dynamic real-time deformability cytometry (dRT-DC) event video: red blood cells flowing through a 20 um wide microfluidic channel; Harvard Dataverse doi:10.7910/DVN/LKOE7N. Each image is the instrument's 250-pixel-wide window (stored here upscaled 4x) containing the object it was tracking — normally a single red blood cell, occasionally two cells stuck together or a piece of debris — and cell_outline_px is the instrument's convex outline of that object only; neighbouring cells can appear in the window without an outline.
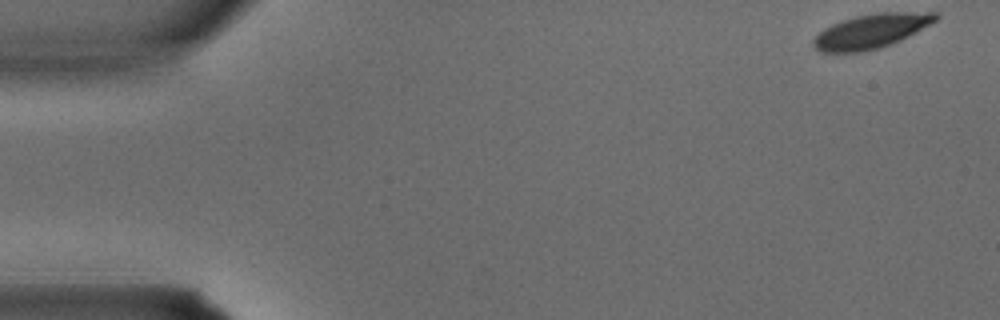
{"species": "common noctule bat (a hibernating species)", "species_latin": "Nyctalus noctula", "temperature_condition": "warm", "stored_images_in_passage": 3, "camera_frame_rate_fps": 3000, "um_per_image_px": 0.085, "animal": {"sex": "male", "body_mass_g": 15.6}, "frame": {"image": 1, "passage_image": 1, "time_ms": 0.0, "image_size_px": [1000, 320], "cell_outline_px": [[940, 16], [936, 20], [916, 32], [900, 40], [880, 48], [860, 52], [820, 52], [812, 44], [812, 40], [824, 28], [832, 24], [856, 16], [880, 12], [936, 12]], "centroid_in_image_um": [74.05, 2.65], "position_along_channel_um": 11.0, "area_um2": 24.22}}
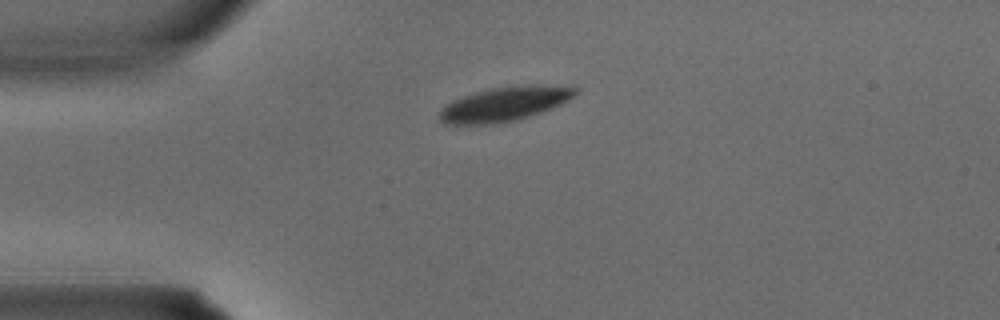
{"frame": {"image": 2, "passage_image": 3, "time_ms": 0.667, "image_size_px": [1000, 320], "cell_outline_px": [[580, 92], [560, 104], [540, 112], [528, 116], [512, 120], [488, 124], [444, 124], [436, 116], [440, 108], [444, 104], [452, 100], [476, 92], [492, 88], [516, 84], [572, 84], [580, 88]], "centroid_in_image_um": [42.93, 8.79], "position_along_channel_um": 42.1, "area_um2": 27.69}}